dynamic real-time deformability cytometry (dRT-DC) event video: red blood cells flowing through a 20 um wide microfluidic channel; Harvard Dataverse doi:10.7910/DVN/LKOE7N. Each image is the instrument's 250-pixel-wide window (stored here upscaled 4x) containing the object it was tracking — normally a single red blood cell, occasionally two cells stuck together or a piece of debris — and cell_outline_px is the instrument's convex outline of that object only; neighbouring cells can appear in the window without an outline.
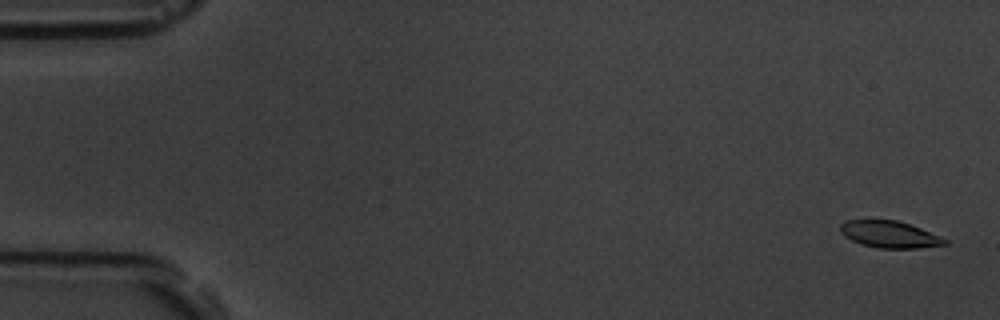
{"species": "common noctule bat (a hibernating species)", "species_latin": "Nyctalus noctula", "temperature_condition": "room temperature", "stored_images_in_passage": 56, "camera_frame_rate_fps": 3000, "um_per_image_px": 0.085, "animal": {"sex": "male", "body_mass_g": 19.5, "forearm_length_mm": 54.6}, "frame": {"image": 1, "passage_image": 2, "time_ms": 0.333, "image_size_px": [1000, 320], "cell_outline_px": [[948, 244], [916, 248], [876, 248], [860, 244], [844, 236], [840, 232], [840, 224], [848, 220], [896, 220], [920, 228], [940, 236], [948, 240]], "centroid_in_image_um": [75.6, 19.93], "position_along_channel_um": 9.4, "area_um2": 16.24}}
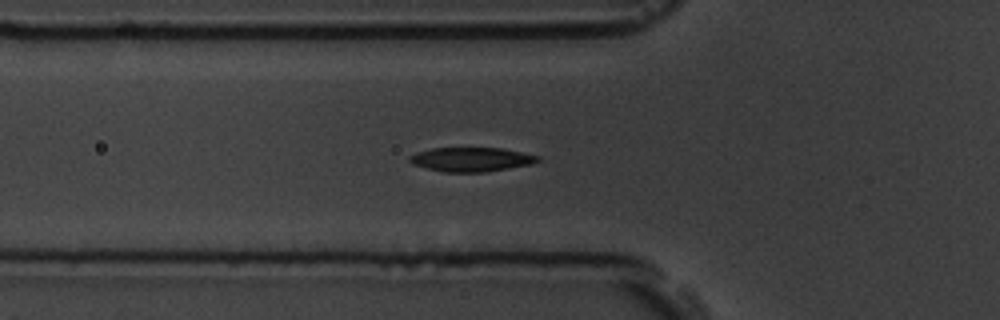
{"frame": {"image": 2, "passage_image": 20, "time_ms": 6.333, "image_size_px": [1000, 320], "cell_outline_px": [[540, 160], [532, 164], [484, 172], [444, 172], [412, 164], [408, 160], [408, 156], [416, 152], [432, 148], [504, 148], [540, 156]], "centroid_in_image_um": [40.05, 13.54], "position_along_channel_um": 85.7, "area_um2": 18.09}}
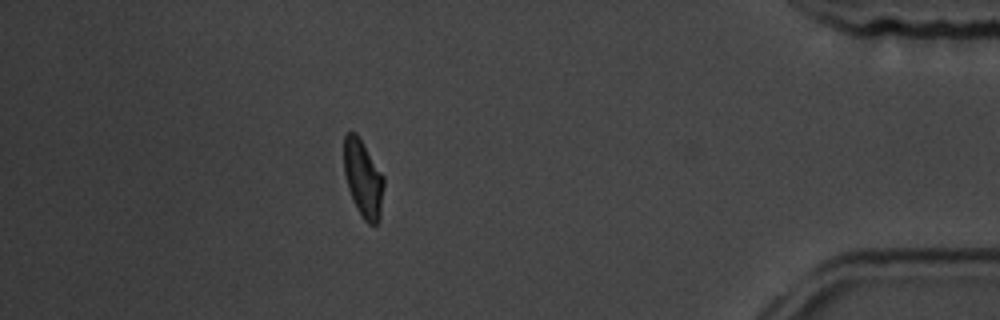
{"frame": {"image": 3, "passage_image": 50, "time_ms": 16.333, "image_size_px": [1000, 320], "cell_outline_px": [[384, 184], [380, 220], [376, 224], [368, 224], [364, 220], [356, 208], [348, 188], [344, 172], [344, 136], [348, 132], [356, 132], [384, 176]], "centroid_in_image_um": [30.87, 15.2], "position_along_channel_um": 404.3, "area_um2": 17.98}, "authors_computed_cell_mechanics": {"area_um2": 18.0336, "velocity_mm_per_s": 3.6405, "shape_relaxation_time_tau1_ms": 2.8614, "shape_relaxation_time_tau2_ms": 2.0609, "deformation_change_tau1": 0.1381, "deformation_change_tau2": 0.0818}}